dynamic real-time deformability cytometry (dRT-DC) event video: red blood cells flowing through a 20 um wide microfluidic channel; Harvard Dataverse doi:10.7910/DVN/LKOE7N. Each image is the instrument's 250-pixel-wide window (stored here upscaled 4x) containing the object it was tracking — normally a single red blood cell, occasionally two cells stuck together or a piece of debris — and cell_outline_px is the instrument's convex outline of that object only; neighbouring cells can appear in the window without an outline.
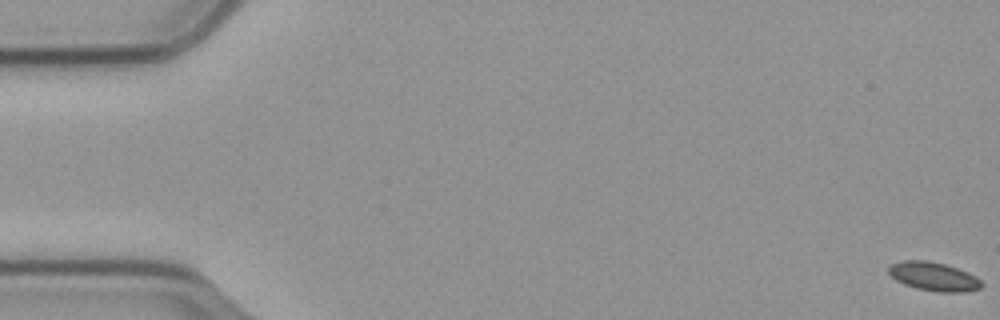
{"species": "common noctule bat (a hibernating species)", "species_latin": "Nyctalus noctula", "temperature_condition": "cold", "stored_images_in_passage": 60, "camera_frame_rate_fps": 3000, "um_per_image_px": 0.085, "animal": {"sex": "male", "body_mass_g": 23.1, "forearm_length_mm": 52.7}, "frame": {"image": 1, "passage_image": 1, "time_ms": 0.0, "image_size_px": [1000, 320], "cell_outline_px": [[984, 284], [980, 288], [964, 292], [940, 292], [916, 288], [904, 284], [896, 280], [888, 272], [888, 264], [900, 260], [928, 260], [944, 264], [968, 272], [976, 276]], "centroid_in_image_um": [79.34, 23.49], "position_along_channel_um": 5.7, "area_um2": 15.66}}
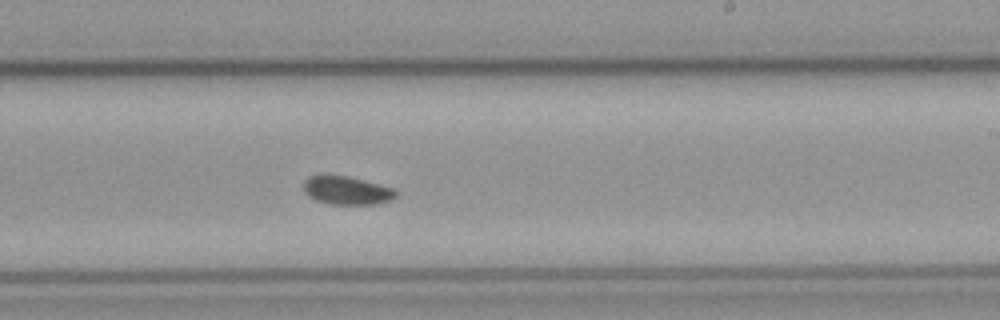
{"frame": {"image": 2, "passage_image": 36, "time_ms": 11.667, "image_size_px": [1000, 320], "cell_outline_px": [[396, 196], [392, 200], [376, 204], [328, 204], [316, 200], [308, 196], [304, 192], [304, 180], [312, 176], [348, 176], [392, 188], [396, 192]], "centroid_in_image_um": [29.47, 16.21], "position_along_channel_um": 259.5, "area_um2": 14.97}}
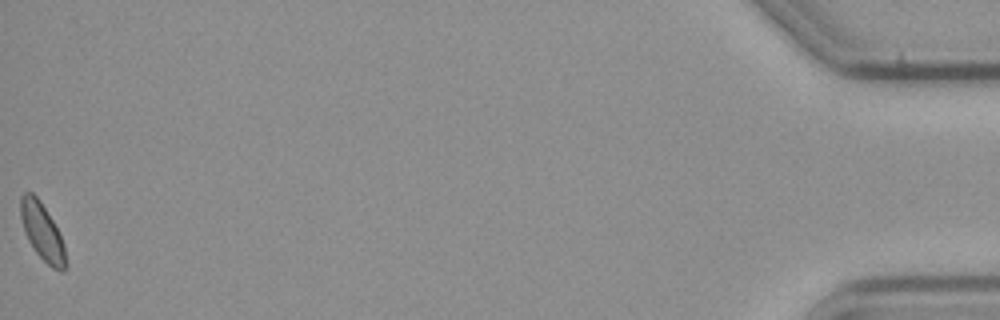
{"frame": {"image": 3, "passage_image": 60, "time_ms": 19.667, "image_size_px": [1000, 320], "cell_outline_px": [[64, 272], [60, 272], [52, 268], [36, 252], [28, 240], [20, 216], [20, 196], [24, 192], [32, 192], [40, 200], [52, 220], [64, 244]], "centroid_in_image_um": [3.55, 19.66], "position_along_channel_um": 431.6, "area_um2": 14.57}, "authors_computed_cell_mechanics": {"area_um2": 15.3748, "velocity_mm_per_s": 3.4971, "shape_relaxation_time_tau1_ms": 1.9767, "shape_relaxation_time_tau2_ms": null, "deformation_change_tau1": 0.0455, "deformation_change_tau2": null}}